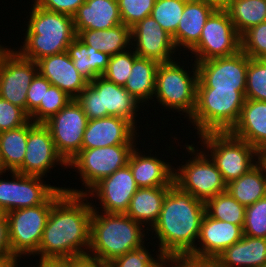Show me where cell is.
<instances>
[{
  "label": "cell",
  "instance_id": "40",
  "mask_svg": "<svg viewBox=\"0 0 266 267\" xmlns=\"http://www.w3.org/2000/svg\"><path fill=\"white\" fill-rule=\"evenodd\" d=\"M243 235L266 238V197L245 208Z\"/></svg>",
  "mask_w": 266,
  "mask_h": 267
},
{
  "label": "cell",
  "instance_id": "8",
  "mask_svg": "<svg viewBox=\"0 0 266 267\" xmlns=\"http://www.w3.org/2000/svg\"><path fill=\"white\" fill-rule=\"evenodd\" d=\"M179 64L180 61L174 59L158 65L154 97L162 107H166L164 109L181 111L182 115L186 113L189 120L196 107L198 69L195 61L192 71Z\"/></svg>",
  "mask_w": 266,
  "mask_h": 267
},
{
  "label": "cell",
  "instance_id": "20",
  "mask_svg": "<svg viewBox=\"0 0 266 267\" xmlns=\"http://www.w3.org/2000/svg\"><path fill=\"white\" fill-rule=\"evenodd\" d=\"M136 129L130 121L117 116L88 120L81 149L136 144Z\"/></svg>",
  "mask_w": 266,
  "mask_h": 267
},
{
  "label": "cell",
  "instance_id": "1",
  "mask_svg": "<svg viewBox=\"0 0 266 267\" xmlns=\"http://www.w3.org/2000/svg\"><path fill=\"white\" fill-rule=\"evenodd\" d=\"M87 198L85 194L65 191L53 203L34 256L38 254L43 261H59L88 253L93 203Z\"/></svg>",
  "mask_w": 266,
  "mask_h": 267
},
{
  "label": "cell",
  "instance_id": "23",
  "mask_svg": "<svg viewBox=\"0 0 266 267\" xmlns=\"http://www.w3.org/2000/svg\"><path fill=\"white\" fill-rule=\"evenodd\" d=\"M229 132L261 155L266 152V101L245 99L240 117Z\"/></svg>",
  "mask_w": 266,
  "mask_h": 267
},
{
  "label": "cell",
  "instance_id": "27",
  "mask_svg": "<svg viewBox=\"0 0 266 267\" xmlns=\"http://www.w3.org/2000/svg\"><path fill=\"white\" fill-rule=\"evenodd\" d=\"M217 260L221 267H263L266 264V238L243 235L226 248Z\"/></svg>",
  "mask_w": 266,
  "mask_h": 267
},
{
  "label": "cell",
  "instance_id": "34",
  "mask_svg": "<svg viewBox=\"0 0 266 267\" xmlns=\"http://www.w3.org/2000/svg\"><path fill=\"white\" fill-rule=\"evenodd\" d=\"M225 9L240 36L266 22V0H230Z\"/></svg>",
  "mask_w": 266,
  "mask_h": 267
},
{
  "label": "cell",
  "instance_id": "18",
  "mask_svg": "<svg viewBox=\"0 0 266 267\" xmlns=\"http://www.w3.org/2000/svg\"><path fill=\"white\" fill-rule=\"evenodd\" d=\"M138 188L130 167L126 165L100 180L85 195L88 199L98 197L102 212L125 214Z\"/></svg>",
  "mask_w": 266,
  "mask_h": 267
},
{
  "label": "cell",
  "instance_id": "37",
  "mask_svg": "<svg viewBox=\"0 0 266 267\" xmlns=\"http://www.w3.org/2000/svg\"><path fill=\"white\" fill-rule=\"evenodd\" d=\"M73 98L57 86L51 85L45 92L44 101L29 115L34 123H44L50 117L57 114Z\"/></svg>",
  "mask_w": 266,
  "mask_h": 267
},
{
  "label": "cell",
  "instance_id": "56",
  "mask_svg": "<svg viewBox=\"0 0 266 267\" xmlns=\"http://www.w3.org/2000/svg\"><path fill=\"white\" fill-rule=\"evenodd\" d=\"M5 48H6V46L4 47V46H1V44H0V54Z\"/></svg>",
  "mask_w": 266,
  "mask_h": 267
},
{
  "label": "cell",
  "instance_id": "42",
  "mask_svg": "<svg viewBox=\"0 0 266 267\" xmlns=\"http://www.w3.org/2000/svg\"><path fill=\"white\" fill-rule=\"evenodd\" d=\"M241 50L250 58L266 59V22L251 27L241 36Z\"/></svg>",
  "mask_w": 266,
  "mask_h": 267
},
{
  "label": "cell",
  "instance_id": "16",
  "mask_svg": "<svg viewBox=\"0 0 266 267\" xmlns=\"http://www.w3.org/2000/svg\"><path fill=\"white\" fill-rule=\"evenodd\" d=\"M249 60L250 57L240 50L232 56L196 63L197 88L237 89L245 95Z\"/></svg>",
  "mask_w": 266,
  "mask_h": 267
},
{
  "label": "cell",
  "instance_id": "50",
  "mask_svg": "<svg viewBox=\"0 0 266 267\" xmlns=\"http://www.w3.org/2000/svg\"><path fill=\"white\" fill-rule=\"evenodd\" d=\"M156 259L153 257L144 267H168L172 256L167 253L159 252ZM167 264V265H166Z\"/></svg>",
  "mask_w": 266,
  "mask_h": 267
},
{
  "label": "cell",
  "instance_id": "13",
  "mask_svg": "<svg viewBox=\"0 0 266 267\" xmlns=\"http://www.w3.org/2000/svg\"><path fill=\"white\" fill-rule=\"evenodd\" d=\"M37 73V62L6 46L0 54V97L26 112L27 91Z\"/></svg>",
  "mask_w": 266,
  "mask_h": 267
},
{
  "label": "cell",
  "instance_id": "14",
  "mask_svg": "<svg viewBox=\"0 0 266 267\" xmlns=\"http://www.w3.org/2000/svg\"><path fill=\"white\" fill-rule=\"evenodd\" d=\"M87 122L88 118L81 106L72 99L43 123L49 129L58 153L67 163L81 151Z\"/></svg>",
  "mask_w": 266,
  "mask_h": 267
},
{
  "label": "cell",
  "instance_id": "41",
  "mask_svg": "<svg viewBox=\"0 0 266 267\" xmlns=\"http://www.w3.org/2000/svg\"><path fill=\"white\" fill-rule=\"evenodd\" d=\"M156 0H117L122 23L132 28L151 16Z\"/></svg>",
  "mask_w": 266,
  "mask_h": 267
},
{
  "label": "cell",
  "instance_id": "32",
  "mask_svg": "<svg viewBox=\"0 0 266 267\" xmlns=\"http://www.w3.org/2000/svg\"><path fill=\"white\" fill-rule=\"evenodd\" d=\"M67 52L75 68L88 82L103 75L110 59L108 54L85 45L77 37L68 46Z\"/></svg>",
  "mask_w": 266,
  "mask_h": 267
},
{
  "label": "cell",
  "instance_id": "38",
  "mask_svg": "<svg viewBox=\"0 0 266 267\" xmlns=\"http://www.w3.org/2000/svg\"><path fill=\"white\" fill-rule=\"evenodd\" d=\"M245 99L266 101V59L250 58L246 75Z\"/></svg>",
  "mask_w": 266,
  "mask_h": 267
},
{
  "label": "cell",
  "instance_id": "9",
  "mask_svg": "<svg viewBox=\"0 0 266 267\" xmlns=\"http://www.w3.org/2000/svg\"><path fill=\"white\" fill-rule=\"evenodd\" d=\"M65 192L58 188L43 204L6 213L12 255L21 259L34 255L40 245L53 203Z\"/></svg>",
  "mask_w": 266,
  "mask_h": 267
},
{
  "label": "cell",
  "instance_id": "12",
  "mask_svg": "<svg viewBox=\"0 0 266 267\" xmlns=\"http://www.w3.org/2000/svg\"><path fill=\"white\" fill-rule=\"evenodd\" d=\"M241 50V36L225 8H216L208 17L198 44L191 50L195 62L235 55Z\"/></svg>",
  "mask_w": 266,
  "mask_h": 267
},
{
  "label": "cell",
  "instance_id": "5",
  "mask_svg": "<svg viewBox=\"0 0 266 267\" xmlns=\"http://www.w3.org/2000/svg\"><path fill=\"white\" fill-rule=\"evenodd\" d=\"M244 102L245 95L237 89L197 88L196 107L188 121L198 135L230 131L240 117Z\"/></svg>",
  "mask_w": 266,
  "mask_h": 267
},
{
  "label": "cell",
  "instance_id": "24",
  "mask_svg": "<svg viewBox=\"0 0 266 267\" xmlns=\"http://www.w3.org/2000/svg\"><path fill=\"white\" fill-rule=\"evenodd\" d=\"M139 150L138 148L132 150L127 164L137 186L139 188L172 186L174 167L169 162L156 157V154L155 156H151V153L150 156L142 155Z\"/></svg>",
  "mask_w": 266,
  "mask_h": 267
},
{
  "label": "cell",
  "instance_id": "29",
  "mask_svg": "<svg viewBox=\"0 0 266 267\" xmlns=\"http://www.w3.org/2000/svg\"><path fill=\"white\" fill-rule=\"evenodd\" d=\"M77 38L85 45L113 56L130 49L131 28L125 24H119L110 29L89 30L85 29L77 34Z\"/></svg>",
  "mask_w": 266,
  "mask_h": 267
},
{
  "label": "cell",
  "instance_id": "43",
  "mask_svg": "<svg viewBox=\"0 0 266 267\" xmlns=\"http://www.w3.org/2000/svg\"><path fill=\"white\" fill-rule=\"evenodd\" d=\"M29 120V115L22 108L0 97V132L16 129Z\"/></svg>",
  "mask_w": 266,
  "mask_h": 267
},
{
  "label": "cell",
  "instance_id": "26",
  "mask_svg": "<svg viewBox=\"0 0 266 267\" xmlns=\"http://www.w3.org/2000/svg\"><path fill=\"white\" fill-rule=\"evenodd\" d=\"M73 22L76 35L85 29L104 30L122 24L117 0H85Z\"/></svg>",
  "mask_w": 266,
  "mask_h": 267
},
{
  "label": "cell",
  "instance_id": "19",
  "mask_svg": "<svg viewBox=\"0 0 266 267\" xmlns=\"http://www.w3.org/2000/svg\"><path fill=\"white\" fill-rule=\"evenodd\" d=\"M131 39V46H134L133 50L138 57L159 63L175 59L173 54L177 50L172 36L152 16L145 17L131 28Z\"/></svg>",
  "mask_w": 266,
  "mask_h": 267
},
{
  "label": "cell",
  "instance_id": "53",
  "mask_svg": "<svg viewBox=\"0 0 266 267\" xmlns=\"http://www.w3.org/2000/svg\"><path fill=\"white\" fill-rule=\"evenodd\" d=\"M40 267H63L59 261H43L40 260Z\"/></svg>",
  "mask_w": 266,
  "mask_h": 267
},
{
  "label": "cell",
  "instance_id": "33",
  "mask_svg": "<svg viewBox=\"0 0 266 267\" xmlns=\"http://www.w3.org/2000/svg\"><path fill=\"white\" fill-rule=\"evenodd\" d=\"M28 139V122L0 132V159L3 171H17L23 164Z\"/></svg>",
  "mask_w": 266,
  "mask_h": 267
},
{
  "label": "cell",
  "instance_id": "30",
  "mask_svg": "<svg viewBox=\"0 0 266 267\" xmlns=\"http://www.w3.org/2000/svg\"><path fill=\"white\" fill-rule=\"evenodd\" d=\"M227 191L245 207L266 197V162L260 159L247 173L227 184Z\"/></svg>",
  "mask_w": 266,
  "mask_h": 267
},
{
  "label": "cell",
  "instance_id": "51",
  "mask_svg": "<svg viewBox=\"0 0 266 267\" xmlns=\"http://www.w3.org/2000/svg\"><path fill=\"white\" fill-rule=\"evenodd\" d=\"M13 259H15L13 255H0V267H9Z\"/></svg>",
  "mask_w": 266,
  "mask_h": 267
},
{
  "label": "cell",
  "instance_id": "49",
  "mask_svg": "<svg viewBox=\"0 0 266 267\" xmlns=\"http://www.w3.org/2000/svg\"><path fill=\"white\" fill-rule=\"evenodd\" d=\"M0 255H12L9 225L5 214L0 217Z\"/></svg>",
  "mask_w": 266,
  "mask_h": 267
},
{
  "label": "cell",
  "instance_id": "7",
  "mask_svg": "<svg viewBox=\"0 0 266 267\" xmlns=\"http://www.w3.org/2000/svg\"><path fill=\"white\" fill-rule=\"evenodd\" d=\"M198 138L226 184L247 173L262 159V155L252 145L235 137L229 131L206 132Z\"/></svg>",
  "mask_w": 266,
  "mask_h": 267
},
{
  "label": "cell",
  "instance_id": "31",
  "mask_svg": "<svg viewBox=\"0 0 266 267\" xmlns=\"http://www.w3.org/2000/svg\"><path fill=\"white\" fill-rule=\"evenodd\" d=\"M159 64L156 60L143 57H137L134 60L124 88L139 103L147 104V101L154 99L156 72Z\"/></svg>",
  "mask_w": 266,
  "mask_h": 267
},
{
  "label": "cell",
  "instance_id": "11",
  "mask_svg": "<svg viewBox=\"0 0 266 267\" xmlns=\"http://www.w3.org/2000/svg\"><path fill=\"white\" fill-rule=\"evenodd\" d=\"M185 146L193 155L184 165L174 169V184L203 202L227 191L222 174L205 151L195 149L193 144Z\"/></svg>",
  "mask_w": 266,
  "mask_h": 267
},
{
  "label": "cell",
  "instance_id": "47",
  "mask_svg": "<svg viewBox=\"0 0 266 267\" xmlns=\"http://www.w3.org/2000/svg\"><path fill=\"white\" fill-rule=\"evenodd\" d=\"M169 267H221L217 259L198 258L192 255L172 256Z\"/></svg>",
  "mask_w": 266,
  "mask_h": 267
},
{
  "label": "cell",
  "instance_id": "6",
  "mask_svg": "<svg viewBox=\"0 0 266 267\" xmlns=\"http://www.w3.org/2000/svg\"><path fill=\"white\" fill-rule=\"evenodd\" d=\"M88 120L117 116L135 125L139 103L124 86L116 85L102 76L89 82L75 98ZM141 104V105H139Z\"/></svg>",
  "mask_w": 266,
  "mask_h": 267
},
{
  "label": "cell",
  "instance_id": "28",
  "mask_svg": "<svg viewBox=\"0 0 266 267\" xmlns=\"http://www.w3.org/2000/svg\"><path fill=\"white\" fill-rule=\"evenodd\" d=\"M171 186L138 188L130 200L126 215L139 222L142 227L156 224L159 219L163 200ZM145 224V225H144Z\"/></svg>",
  "mask_w": 266,
  "mask_h": 267
},
{
  "label": "cell",
  "instance_id": "46",
  "mask_svg": "<svg viewBox=\"0 0 266 267\" xmlns=\"http://www.w3.org/2000/svg\"><path fill=\"white\" fill-rule=\"evenodd\" d=\"M85 0H34L33 3L43 9L74 16Z\"/></svg>",
  "mask_w": 266,
  "mask_h": 267
},
{
  "label": "cell",
  "instance_id": "36",
  "mask_svg": "<svg viewBox=\"0 0 266 267\" xmlns=\"http://www.w3.org/2000/svg\"><path fill=\"white\" fill-rule=\"evenodd\" d=\"M186 0H156L151 16L173 36L181 19Z\"/></svg>",
  "mask_w": 266,
  "mask_h": 267
},
{
  "label": "cell",
  "instance_id": "57",
  "mask_svg": "<svg viewBox=\"0 0 266 267\" xmlns=\"http://www.w3.org/2000/svg\"><path fill=\"white\" fill-rule=\"evenodd\" d=\"M3 171V168H2V162H1V159H0V172Z\"/></svg>",
  "mask_w": 266,
  "mask_h": 267
},
{
  "label": "cell",
  "instance_id": "22",
  "mask_svg": "<svg viewBox=\"0 0 266 267\" xmlns=\"http://www.w3.org/2000/svg\"><path fill=\"white\" fill-rule=\"evenodd\" d=\"M38 72L52 85L75 99L89 83L75 68L68 52L50 55L37 61Z\"/></svg>",
  "mask_w": 266,
  "mask_h": 267
},
{
  "label": "cell",
  "instance_id": "54",
  "mask_svg": "<svg viewBox=\"0 0 266 267\" xmlns=\"http://www.w3.org/2000/svg\"><path fill=\"white\" fill-rule=\"evenodd\" d=\"M20 258H15L11 261L9 267H18V262H20L19 260ZM19 260V261H18ZM35 267V266H34ZM37 267V266H36ZM38 267H40V260H39V263H38Z\"/></svg>",
  "mask_w": 266,
  "mask_h": 267
},
{
  "label": "cell",
  "instance_id": "55",
  "mask_svg": "<svg viewBox=\"0 0 266 267\" xmlns=\"http://www.w3.org/2000/svg\"><path fill=\"white\" fill-rule=\"evenodd\" d=\"M262 159L266 162V152L262 154Z\"/></svg>",
  "mask_w": 266,
  "mask_h": 267
},
{
  "label": "cell",
  "instance_id": "48",
  "mask_svg": "<svg viewBox=\"0 0 266 267\" xmlns=\"http://www.w3.org/2000/svg\"><path fill=\"white\" fill-rule=\"evenodd\" d=\"M63 267H108L89 253L70 256L59 260Z\"/></svg>",
  "mask_w": 266,
  "mask_h": 267
},
{
  "label": "cell",
  "instance_id": "15",
  "mask_svg": "<svg viewBox=\"0 0 266 267\" xmlns=\"http://www.w3.org/2000/svg\"><path fill=\"white\" fill-rule=\"evenodd\" d=\"M5 171L0 172V176ZM12 180L0 179V210L6 214L12 210L43 204L58 188L45 184L40 176L23 175L10 171Z\"/></svg>",
  "mask_w": 266,
  "mask_h": 267
},
{
  "label": "cell",
  "instance_id": "21",
  "mask_svg": "<svg viewBox=\"0 0 266 267\" xmlns=\"http://www.w3.org/2000/svg\"><path fill=\"white\" fill-rule=\"evenodd\" d=\"M243 237V225L220 221L204 214L197 242L200 247L189 254L198 258L217 259L229 246Z\"/></svg>",
  "mask_w": 266,
  "mask_h": 267
},
{
  "label": "cell",
  "instance_id": "39",
  "mask_svg": "<svg viewBox=\"0 0 266 267\" xmlns=\"http://www.w3.org/2000/svg\"><path fill=\"white\" fill-rule=\"evenodd\" d=\"M132 48L110 56L108 66L102 77L114 82L116 85L124 86L130 75L134 60L138 57Z\"/></svg>",
  "mask_w": 266,
  "mask_h": 267
},
{
  "label": "cell",
  "instance_id": "3",
  "mask_svg": "<svg viewBox=\"0 0 266 267\" xmlns=\"http://www.w3.org/2000/svg\"><path fill=\"white\" fill-rule=\"evenodd\" d=\"M88 253L103 264L144 246L145 230L126 214L103 213L92 205ZM95 207V208H94ZM100 213V214H99ZM102 213V214H101Z\"/></svg>",
  "mask_w": 266,
  "mask_h": 267
},
{
  "label": "cell",
  "instance_id": "25",
  "mask_svg": "<svg viewBox=\"0 0 266 267\" xmlns=\"http://www.w3.org/2000/svg\"><path fill=\"white\" fill-rule=\"evenodd\" d=\"M216 7L204 0H186L177 31L172 36L174 45L185 51H191L199 42L202 29Z\"/></svg>",
  "mask_w": 266,
  "mask_h": 267
},
{
  "label": "cell",
  "instance_id": "35",
  "mask_svg": "<svg viewBox=\"0 0 266 267\" xmlns=\"http://www.w3.org/2000/svg\"><path fill=\"white\" fill-rule=\"evenodd\" d=\"M245 208L228 191L219 193L205 202V213L208 216L235 225H244Z\"/></svg>",
  "mask_w": 266,
  "mask_h": 267
},
{
  "label": "cell",
  "instance_id": "4",
  "mask_svg": "<svg viewBox=\"0 0 266 267\" xmlns=\"http://www.w3.org/2000/svg\"><path fill=\"white\" fill-rule=\"evenodd\" d=\"M23 46L17 50L24 58L37 62L43 57L67 51L77 37L73 17L31 5Z\"/></svg>",
  "mask_w": 266,
  "mask_h": 267
},
{
  "label": "cell",
  "instance_id": "17",
  "mask_svg": "<svg viewBox=\"0 0 266 267\" xmlns=\"http://www.w3.org/2000/svg\"><path fill=\"white\" fill-rule=\"evenodd\" d=\"M56 164L63 165L65 168L68 166V163L58 153L49 129L43 123H34L29 120L25 158L16 172L44 177Z\"/></svg>",
  "mask_w": 266,
  "mask_h": 267
},
{
  "label": "cell",
  "instance_id": "10",
  "mask_svg": "<svg viewBox=\"0 0 266 267\" xmlns=\"http://www.w3.org/2000/svg\"><path fill=\"white\" fill-rule=\"evenodd\" d=\"M137 144H121L100 148L81 149V151L68 163V167L75 168L80 174L83 189L65 188L73 194H86L95 184L110 176L118 169L128 164L129 156ZM88 189V190H87Z\"/></svg>",
  "mask_w": 266,
  "mask_h": 267
},
{
  "label": "cell",
  "instance_id": "45",
  "mask_svg": "<svg viewBox=\"0 0 266 267\" xmlns=\"http://www.w3.org/2000/svg\"><path fill=\"white\" fill-rule=\"evenodd\" d=\"M145 245L113 259L108 267H144L153 257Z\"/></svg>",
  "mask_w": 266,
  "mask_h": 267
},
{
  "label": "cell",
  "instance_id": "2",
  "mask_svg": "<svg viewBox=\"0 0 266 267\" xmlns=\"http://www.w3.org/2000/svg\"><path fill=\"white\" fill-rule=\"evenodd\" d=\"M205 202L173 184L167 192L156 224L149 231L159 242L158 252L189 255L197 245ZM197 243V244H195Z\"/></svg>",
  "mask_w": 266,
  "mask_h": 267
},
{
  "label": "cell",
  "instance_id": "52",
  "mask_svg": "<svg viewBox=\"0 0 266 267\" xmlns=\"http://www.w3.org/2000/svg\"><path fill=\"white\" fill-rule=\"evenodd\" d=\"M207 3L214 5L216 8H225L230 0H204Z\"/></svg>",
  "mask_w": 266,
  "mask_h": 267
},
{
  "label": "cell",
  "instance_id": "44",
  "mask_svg": "<svg viewBox=\"0 0 266 267\" xmlns=\"http://www.w3.org/2000/svg\"><path fill=\"white\" fill-rule=\"evenodd\" d=\"M52 84L39 72L29 85L26 100V113L30 115L44 101L45 92Z\"/></svg>",
  "mask_w": 266,
  "mask_h": 267
}]
</instances>
